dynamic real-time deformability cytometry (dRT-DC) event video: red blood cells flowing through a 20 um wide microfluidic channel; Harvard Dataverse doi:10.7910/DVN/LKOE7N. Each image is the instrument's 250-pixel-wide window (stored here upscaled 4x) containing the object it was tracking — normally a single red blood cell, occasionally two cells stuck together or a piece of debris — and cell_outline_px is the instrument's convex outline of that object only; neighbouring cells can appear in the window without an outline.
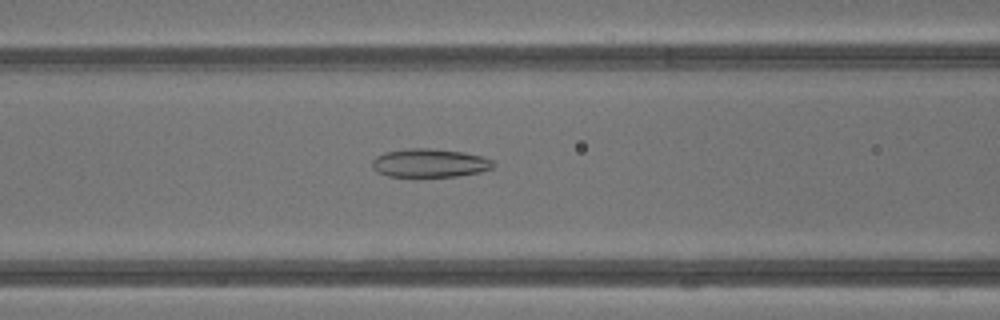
{"species": "common noctule bat (a hibernating species)", "species_latin": "Nyctalus noctula", "temperature_condition": "warm", "stored_images_in_passage": 32, "camera_frame_rate_fps": 3000, "um_per_image_px": 0.085, "animal": {"sex": "male", "body_mass_g": 13.3}, "frame": {"image": 1, "passage_image": 15, "time_ms": 4.667, "image_size_px": [1000, 320], "cell_outline_px": [[496, 164], [492, 168], [480, 172], [456, 176], [388, 176], [376, 172], [372, 168], [372, 160], [376, 156], [384, 152], [408, 148], [428, 148], [464, 152], [480, 156], [492, 160]], "centroid_in_image_um": [36.5, 13.85], "position_along_channel_um": 130.1, "area_um2": 20.11}}
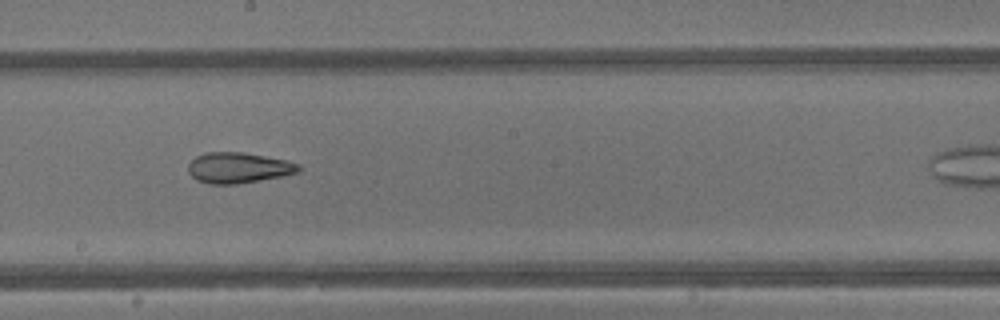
{"frame": {"image": 2, "passage_image": 21, "time_ms": 6.667, "image_size_px": [1000, 320], "cell_outline_px": [[300, 172], [280, 176], [236, 184], [208, 184], [196, 180], [188, 172], [188, 164], [196, 156], [204, 152], [244, 152], [284, 160], [300, 164]], "centroid_in_image_um": [20.22, 14.26], "position_along_channel_um": 228.0, "area_um2": 19.65}}
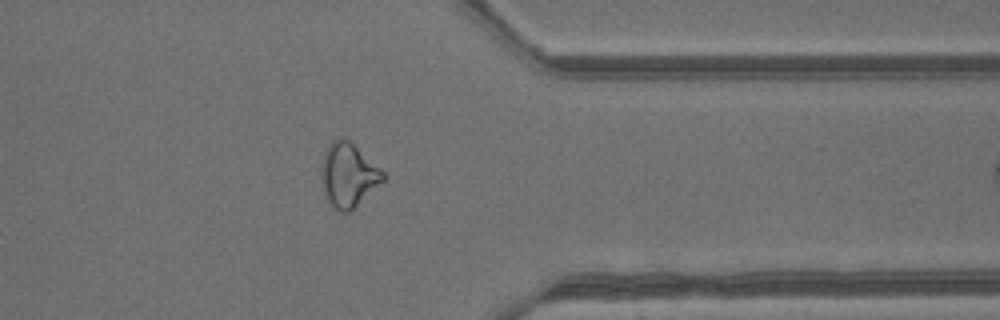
{"frame": {"image": 3, "passage_image": 31, "time_ms": 10.0, "image_size_px": [1000, 320], "cell_outline_px": [[388, 176], [384, 180], [348, 212], [340, 212], [328, 200], [324, 192], [320, 176], [320, 172], [324, 152], [328, 144], [332, 140], [348, 140], [384, 172]], "centroid_in_image_um": [29.58, 14.88], "position_along_channel_um": 381.8, "area_um2": 22.37}}